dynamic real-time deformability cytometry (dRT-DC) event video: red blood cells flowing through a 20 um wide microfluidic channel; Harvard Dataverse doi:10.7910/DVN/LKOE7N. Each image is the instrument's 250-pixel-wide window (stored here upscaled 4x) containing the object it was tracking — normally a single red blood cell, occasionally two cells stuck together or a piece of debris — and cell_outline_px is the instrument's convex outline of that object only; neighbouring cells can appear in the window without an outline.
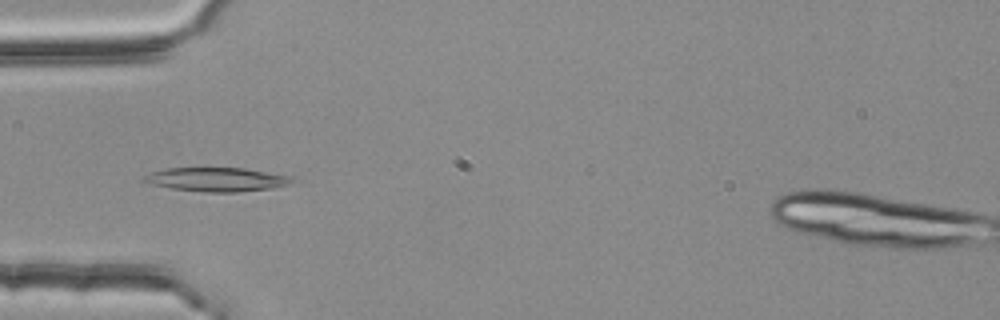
{"species": "common noctule bat (a hibernating species)", "species_latin": "Nyctalus noctula", "temperature_condition": "room temperature", "stored_images_in_passage": 32, "camera_frame_rate_fps": 3000, "um_per_image_px": 0.085, "animal": {"sex": "female", "body_mass_g": 25.1}, "frame": {"image": 1, "passage_image": 17, "time_ms": 5.333, "image_size_px": [1000, 320], "cell_outline_px": [[296, 180], [288, 184], [272, 188], [236, 192], [204, 192], [172, 188], [152, 184], [140, 180], [144, 176], [152, 172], [168, 168], [244, 168], [288, 176]], "centroid_in_image_um": [18.39, 15.25], "position_along_channel_um": 66.6, "area_um2": 20.35}}
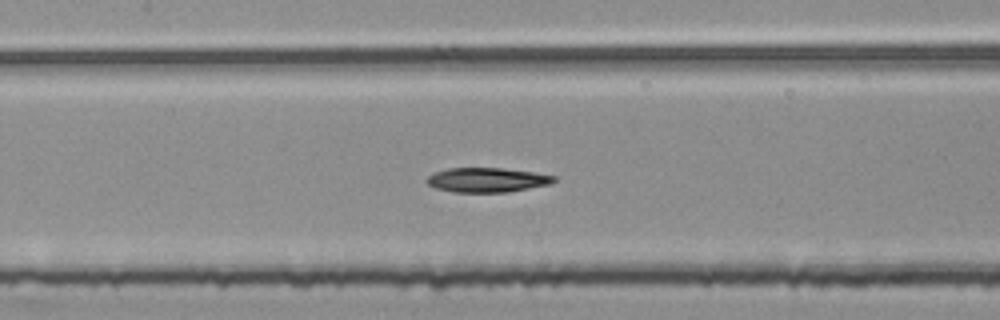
{"frame": {"image": 2, "passage_image": 25, "time_ms": 8.0, "image_size_px": [1000, 320], "cell_outline_px": [[556, 180], [548, 184], [508, 192], [452, 192], [436, 188], [428, 184], [424, 180], [432, 172], [448, 168], [500, 168], [532, 172], [556, 176]], "centroid_in_image_um": [41.33, 15.29], "position_along_channel_um": 166.1, "area_um2": 18.09}}
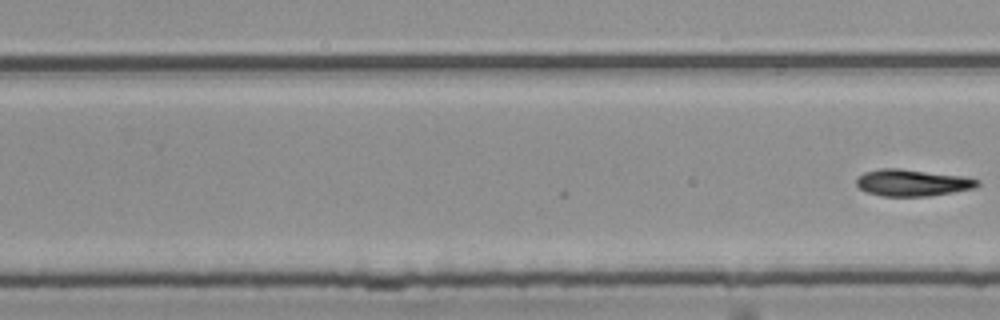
{"frame": {"image": 3, "passage_image": 32, "time_ms": 10.333, "image_size_px": [1000, 320], "cell_outline_px": [[980, 184], [972, 188], [952, 192], [928, 196], [880, 196], [868, 192], [860, 188], [856, 184], [856, 180], [864, 172], [880, 168], [900, 168], [964, 176], [980, 180]], "centroid_in_image_um": [77.54, 15.52], "position_along_channel_um": 252.3, "area_um2": 18.79}}